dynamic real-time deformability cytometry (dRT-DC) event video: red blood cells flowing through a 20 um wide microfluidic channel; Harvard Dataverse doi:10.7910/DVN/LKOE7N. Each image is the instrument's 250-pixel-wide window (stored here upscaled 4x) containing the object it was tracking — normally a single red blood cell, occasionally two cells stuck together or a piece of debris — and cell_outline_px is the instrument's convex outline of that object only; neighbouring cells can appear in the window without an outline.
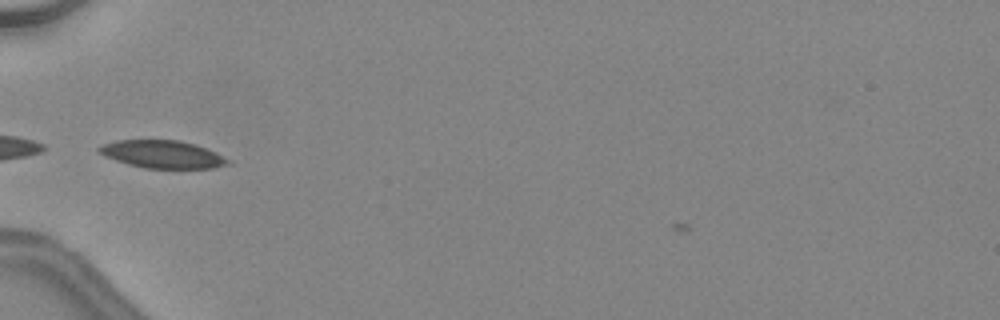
{"species": "common noctule bat (a hibernating species)", "species_latin": "Nyctalus noctula", "temperature_condition": "warm", "stored_images_in_passage": 15, "camera_frame_rate_fps": 3000, "um_per_image_px": 0.085, "animal": {"sex": "female", "body_mass_g": 24.6, "forearm_length_mm": 56.2}, "frame": {"image": 1, "passage_image": 5, "time_ms": 1.333, "image_size_px": [1000, 320], "cell_outline_px": [[232, 164], [212, 168], [144, 168], [128, 164], [104, 156], [96, 148], [104, 144], [116, 140], [180, 140], [196, 144], [216, 152], [232, 160]], "centroid_in_image_um": [13.86, 13.11], "position_along_channel_um": 71.1, "area_um2": 20.92}}